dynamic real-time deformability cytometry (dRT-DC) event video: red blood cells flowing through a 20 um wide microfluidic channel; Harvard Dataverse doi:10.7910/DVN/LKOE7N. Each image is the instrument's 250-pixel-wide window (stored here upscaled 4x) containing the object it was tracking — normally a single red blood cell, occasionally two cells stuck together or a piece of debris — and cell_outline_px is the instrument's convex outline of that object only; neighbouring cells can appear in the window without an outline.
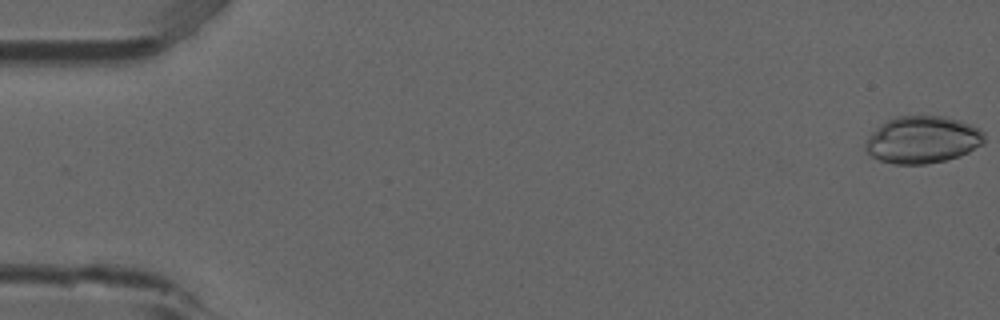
{"species": "common noctule bat (a hibernating species)", "species_latin": "Nyctalus noctula", "temperature_condition": "room temperature", "stored_images_in_passage": 53, "camera_frame_rate_fps": 3000, "um_per_image_px": 0.085, "animal": {"sex": "male", "forearm_length_mm": 52.5}, "frame": {"image": 1, "passage_image": 1, "time_ms": 0.0, "image_size_px": [1000, 320], "cell_outline_px": [[984, 144], [960, 156], [944, 160], [924, 164], [896, 164], [880, 160], [864, 152], [864, 144], [868, 136], [880, 124], [896, 116], [944, 116], [960, 120], [972, 124], [980, 128], [984, 132]], "centroid_in_image_um": [78.41, 11.87], "position_along_channel_um": 6.6, "area_um2": 32.95}}
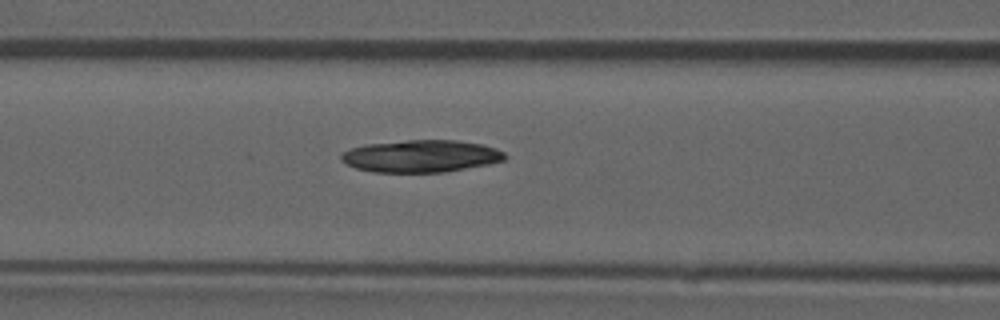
{"frame": {"image": 2, "passage_image": 22, "time_ms": 7.0, "image_size_px": [1000, 320], "cell_outline_px": [[508, 156], [504, 160], [488, 164], [444, 172], [376, 172], [356, 168], [340, 160], [340, 156], [344, 152], [352, 148], [364, 144], [408, 140], [456, 140], [484, 144], [496, 148], [504, 152]], "centroid_in_image_um": [35.81, 13.26], "position_along_channel_um": 130.8, "area_um2": 30.75}}
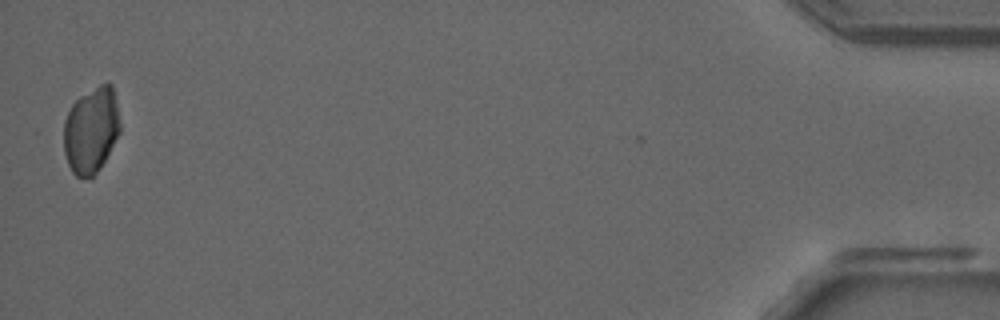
{"frame": {"image": 3, "passage_image": 52, "time_ms": 17.0, "image_size_px": [1000, 320], "cell_outline_px": [[120, 132], [100, 168], [92, 180], [76, 176], [72, 172], [68, 164], [64, 152], [64, 120], [72, 104], [80, 96], [100, 84], [108, 80], [112, 84], [120, 124]], "centroid_in_image_um": [7.74, 11.08], "position_along_channel_um": 427.5, "area_um2": 28.38}}